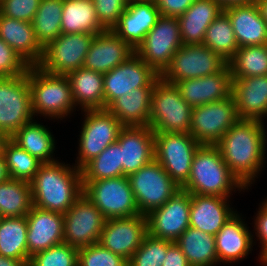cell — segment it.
I'll return each mask as SVG.
<instances>
[{"label":"cell","instance_id":"cell-9","mask_svg":"<svg viewBox=\"0 0 267 266\" xmlns=\"http://www.w3.org/2000/svg\"><path fill=\"white\" fill-rule=\"evenodd\" d=\"M128 179L142 215L161 207L180 189L155 159L129 175Z\"/></svg>","mask_w":267,"mask_h":266},{"label":"cell","instance_id":"cell-49","mask_svg":"<svg viewBox=\"0 0 267 266\" xmlns=\"http://www.w3.org/2000/svg\"><path fill=\"white\" fill-rule=\"evenodd\" d=\"M195 0H157L156 5L163 16L178 17L182 15Z\"/></svg>","mask_w":267,"mask_h":266},{"label":"cell","instance_id":"cell-29","mask_svg":"<svg viewBox=\"0 0 267 266\" xmlns=\"http://www.w3.org/2000/svg\"><path fill=\"white\" fill-rule=\"evenodd\" d=\"M222 12L223 8L213 0H195L177 17L183 44H202L207 28Z\"/></svg>","mask_w":267,"mask_h":266},{"label":"cell","instance_id":"cell-11","mask_svg":"<svg viewBox=\"0 0 267 266\" xmlns=\"http://www.w3.org/2000/svg\"><path fill=\"white\" fill-rule=\"evenodd\" d=\"M227 65L219 54L203 44H183L160 77L170 83L220 72Z\"/></svg>","mask_w":267,"mask_h":266},{"label":"cell","instance_id":"cell-41","mask_svg":"<svg viewBox=\"0 0 267 266\" xmlns=\"http://www.w3.org/2000/svg\"><path fill=\"white\" fill-rule=\"evenodd\" d=\"M10 179L30 182L43 164L37 157L20 148L10 138L3 150Z\"/></svg>","mask_w":267,"mask_h":266},{"label":"cell","instance_id":"cell-39","mask_svg":"<svg viewBox=\"0 0 267 266\" xmlns=\"http://www.w3.org/2000/svg\"><path fill=\"white\" fill-rule=\"evenodd\" d=\"M202 44L227 62L235 55L239 46L230 19L224 11L209 25Z\"/></svg>","mask_w":267,"mask_h":266},{"label":"cell","instance_id":"cell-37","mask_svg":"<svg viewBox=\"0 0 267 266\" xmlns=\"http://www.w3.org/2000/svg\"><path fill=\"white\" fill-rule=\"evenodd\" d=\"M63 0H41L32 21L35 37L44 48L61 34Z\"/></svg>","mask_w":267,"mask_h":266},{"label":"cell","instance_id":"cell-13","mask_svg":"<svg viewBox=\"0 0 267 266\" xmlns=\"http://www.w3.org/2000/svg\"><path fill=\"white\" fill-rule=\"evenodd\" d=\"M239 120L233 96L193 107L190 134L201 145H216Z\"/></svg>","mask_w":267,"mask_h":266},{"label":"cell","instance_id":"cell-30","mask_svg":"<svg viewBox=\"0 0 267 266\" xmlns=\"http://www.w3.org/2000/svg\"><path fill=\"white\" fill-rule=\"evenodd\" d=\"M154 87L135 88L115 99L106 109L124 126H148Z\"/></svg>","mask_w":267,"mask_h":266},{"label":"cell","instance_id":"cell-55","mask_svg":"<svg viewBox=\"0 0 267 266\" xmlns=\"http://www.w3.org/2000/svg\"><path fill=\"white\" fill-rule=\"evenodd\" d=\"M8 140L9 137L4 133L0 132V156L3 155L4 146Z\"/></svg>","mask_w":267,"mask_h":266},{"label":"cell","instance_id":"cell-2","mask_svg":"<svg viewBox=\"0 0 267 266\" xmlns=\"http://www.w3.org/2000/svg\"><path fill=\"white\" fill-rule=\"evenodd\" d=\"M30 186L33 206L64 215L83 194L82 172L58 160L43 163Z\"/></svg>","mask_w":267,"mask_h":266},{"label":"cell","instance_id":"cell-25","mask_svg":"<svg viewBox=\"0 0 267 266\" xmlns=\"http://www.w3.org/2000/svg\"><path fill=\"white\" fill-rule=\"evenodd\" d=\"M238 211L225 223L215 235L218 262L237 263L251 253L254 234L251 233ZM253 244V245H252Z\"/></svg>","mask_w":267,"mask_h":266},{"label":"cell","instance_id":"cell-17","mask_svg":"<svg viewBox=\"0 0 267 266\" xmlns=\"http://www.w3.org/2000/svg\"><path fill=\"white\" fill-rule=\"evenodd\" d=\"M191 194L180 188L165 204L146 216L148 234L175 242L189 227Z\"/></svg>","mask_w":267,"mask_h":266},{"label":"cell","instance_id":"cell-45","mask_svg":"<svg viewBox=\"0 0 267 266\" xmlns=\"http://www.w3.org/2000/svg\"><path fill=\"white\" fill-rule=\"evenodd\" d=\"M29 65L0 38V78H12L27 73Z\"/></svg>","mask_w":267,"mask_h":266},{"label":"cell","instance_id":"cell-12","mask_svg":"<svg viewBox=\"0 0 267 266\" xmlns=\"http://www.w3.org/2000/svg\"><path fill=\"white\" fill-rule=\"evenodd\" d=\"M28 71L12 78H0V132L9 138L34 120Z\"/></svg>","mask_w":267,"mask_h":266},{"label":"cell","instance_id":"cell-36","mask_svg":"<svg viewBox=\"0 0 267 266\" xmlns=\"http://www.w3.org/2000/svg\"><path fill=\"white\" fill-rule=\"evenodd\" d=\"M30 182L9 179L0 183V217H23L32 207Z\"/></svg>","mask_w":267,"mask_h":266},{"label":"cell","instance_id":"cell-24","mask_svg":"<svg viewBox=\"0 0 267 266\" xmlns=\"http://www.w3.org/2000/svg\"><path fill=\"white\" fill-rule=\"evenodd\" d=\"M134 53L135 50L112 30H106L94 36L82 67L105 74Z\"/></svg>","mask_w":267,"mask_h":266},{"label":"cell","instance_id":"cell-27","mask_svg":"<svg viewBox=\"0 0 267 266\" xmlns=\"http://www.w3.org/2000/svg\"><path fill=\"white\" fill-rule=\"evenodd\" d=\"M223 11L230 19L239 47L267 44V22L256 2L230 6Z\"/></svg>","mask_w":267,"mask_h":266},{"label":"cell","instance_id":"cell-40","mask_svg":"<svg viewBox=\"0 0 267 266\" xmlns=\"http://www.w3.org/2000/svg\"><path fill=\"white\" fill-rule=\"evenodd\" d=\"M82 181L117 178L122 176L121 147L116 141L106 147L82 169Z\"/></svg>","mask_w":267,"mask_h":266},{"label":"cell","instance_id":"cell-54","mask_svg":"<svg viewBox=\"0 0 267 266\" xmlns=\"http://www.w3.org/2000/svg\"><path fill=\"white\" fill-rule=\"evenodd\" d=\"M260 8L262 17L267 22V0H257L256 2Z\"/></svg>","mask_w":267,"mask_h":266},{"label":"cell","instance_id":"cell-23","mask_svg":"<svg viewBox=\"0 0 267 266\" xmlns=\"http://www.w3.org/2000/svg\"><path fill=\"white\" fill-rule=\"evenodd\" d=\"M232 96L239 119L264 122L267 117V75L232 77Z\"/></svg>","mask_w":267,"mask_h":266},{"label":"cell","instance_id":"cell-28","mask_svg":"<svg viewBox=\"0 0 267 266\" xmlns=\"http://www.w3.org/2000/svg\"><path fill=\"white\" fill-rule=\"evenodd\" d=\"M0 38L29 66H37L40 63L43 47L35 37L32 22L0 15Z\"/></svg>","mask_w":267,"mask_h":266},{"label":"cell","instance_id":"cell-14","mask_svg":"<svg viewBox=\"0 0 267 266\" xmlns=\"http://www.w3.org/2000/svg\"><path fill=\"white\" fill-rule=\"evenodd\" d=\"M94 36L89 33H61L43 48L37 66L47 73L59 75H67L81 68Z\"/></svg>","mask_w":267,"mask_h":266},{"label":"cell","instance_id":"cell-20","mask_svg":"<svg viewBox=\"0 0 267 266\" xmlns=\"http://www.w3.org/2000/svg\"><path fill=\"white\" fill-rule=\"evenodd\" d=\"M160 16L155 1L129 2L112 31L136 50Z\"/></svg>","mask_w":267,"mask_h":266},{"label":"cell","instance_id":"cell-44","mask_svg":"<svg viewBox=\"0 0 267 266\" xmlns=\"http://www.w3.org/2000/svg\"><path fill=\"white\" fill-rule=\"evenodd\" d=\"M78 266H128L122 256L102 247L99 243L78 250Z\"/></svg>","mask_w":267,"mask_h":266},{"label":"cell","instance_id":"cell-6","mask_svg":"<svg viewBox=\"0 0 267 266\" xmlns=\"http://www.w3.org/2000/svg\"><path fill=\"white\" fill-rule=\"evenodd\" d=\"M78 156L75 166L82 169L106 147L115 143L124 125L107 109L83 110Z\"/></svg>","mask_w":267,"mask_h":266},{"label":"cell","instance_id":"cell-18","mask_svg":"<svg viewBox=\"0 0 267 266\" xmlns=\"http://www.w3.org/2000/svg\"><path fill=\"white\" fill-rule=\"evenodd\" d=\"M148 234L145 215L106 219L99 238V244L130 260Z\"/></svg>","mask_w":267,"mask_h":266},{"label":"cell","instance_id":"cell-35","mask_svg":"<svg viewBox=\"0 0 267 266\" xmlns=\"http://www.w3.org/2000/svg\"><path fill=\"white\" fill-rule=\"evenodd\" d=\"M27 219L23 217L0 218V255L23 260H30L27 247Z\"/></svg>","mask_w":267,"mask_h":266},{"label":"cell","instance_id":"cell-5","mask_svg":"<svg viewBox=\"0 0 267 266\" xmlns=\"http://www.w3.org/2000/svg\"><path fill=\"white\" fill-rule=\"evenodd\" d=\"M191 107L180 95L175 84L156 81L151 95L149 127L154 133H190Z\"/></svg>","mask_w":267,"mask_h":266},{"label":"cell","instance_id":"cell-4","mask_svg":"<svg viewBox=\"0 0 267 266\" xmlns=\"http://www.w3.org/2000/svg\"><path fill=\"white\" fill-rule=\"evenodd\" d=\"M28 80L34 117L41 114L40 117L64 120L74 109L76 111L66 75L47 73L39 66H30Z\"/></svg>","mask_w":267,"mask_h":266},{"label":"cell","instance_id":"cell-47","mask_svg":"<svg viewBox=\"0 0 267 266\" xmlns=\"http://www.w3.org/2000/svg\"><path fill=\"white\" fill-rule=\"evenodd\" d=\"M93 3L97 18L106 30H112L118 23L128 4L126 0H93Z\"/></svg>","mask_w":267,"mask_h":266},{"label":"cell","instance_id":"cell-19","mask_svg":"<svg viewBox=\"0 0 267 266\" xmlns=\"http://www.w3.org/2000/svg\"><path fill=\"white\" fill-rule=\"evenodd\" d=\"M117 142L121 147L122 176H129L155 159V136L149 126H124Z\"/></svg>","mask_w":267,"mask_h":266},{"label":"cell","instance_id":"cell-3","mask_svg":"<svg viewBox=\"0 0 267 266\" xmlns=\"http://www.w3.org/2000/svg\"><path fill=\"white\" fill-rule=\"evenodd\" d=\"M181 188L190 194L223 198H230L236 189H247L228 168L216 145H201L197 149L188 181Z\"/></svg>","mask_w":267,"mask_h":266},{"label":"cell","instance_id":"cell-48","mask_svg":"<svg viewBox=\"0 0 267 266\" xmlns=\"http://www.w3.org/2000/svg\"><path fill=\"white\" fill-rule=\"evenodd\" d=\"M254 232L257 239L260 240L261 251L258 258L260 263L265 265L267 261V212L260 206L257 211L256 217H254Z\"/></svg>","mask_w":267,"mask_h":266},{"label":"cell","instance_id":"cell-8","mask_svg":"<svg viewBox=\"0 0 267 266\" xmlns=\"http://www.w3.org/2000/svg\"><path fill=\"white\" fill-rule=\"evenodd\" d=\"M155 160L181 188L187 181L195 152L201 146L190 133H154Z\"/></svg>","mask_w":267,"mask_h":266},{"label":"cell","instance_id":"cell-38","mask_svg":"<svg viewBox=\"0 0 267 266\" xmlns=\"http://www.w3.org/2000/svg\"><path fill=\"white\" fill-rule=\"evenodd\" d=\"M227 64L232 77L267 75V44L239 47Z\"/></svg>","mask_w":267,"mask_h":266},{"label":"cell","instance_id":"cell-46","mask_svg":"<svg viewBox=\"0 0 267 266\" xmlns=\"http://www.w3.org/2000/svg\"><path fill=\"white\" fill-rule=\"evenodd\" d=\"M41 0H0V15L32 22Z\"/></svg>","mask_w":267,"mask_h":266},{"label":"cell","instance_id":"cell-33","mask_svg":"<svg viewBox=\"0 0 267 266\" xmlns=\"http://www.w3.org/2000/svg\"><path fill=\"white\" fill-rule=\"evenodd\" d=\"M106 29L100 24L93 0H63L61 33L100 34Z\"/></svg>","mask_w":267,"mask_h":266},{"label":"cell","instance_id":"cell-50","mask_svg":"<svg viewBox=\"0 0 267 266\" xmlns=\"http://www.w3.org/2000/svg\"><path fill=\"white\" fill-rule=\"evenodd\" d=\"M162 266H190L180 247L173 242L167 249Z\"/></svg>","mask_w":267,"mask_h":266},{"label":"cell","instance_id":"cell-21","mask_svg":"<svg viewBox=\"0 0 267 266\" xmlns=\"http://www.w3.org/2000/svg\"><path fill=\"white\" fill-rule=\"evenodd\" d=\"M180 95L191 106H201L232 96V75L228 64L218 73L175 83Z\"/></svg>","mask_w":267,"mask_h":266},{"label":"cell","instance_id":"cell-31","mask_svg":"<svg viewBox=\"0 0 267 266\" xmlns=\"http://www.w3.org/2000/svg\"><path fill=\"white\" fill-rule=\"evenodd\" d=\"M75 107L83 110L105 109L103 74L81 67L66 75Z\"/></svg>","mask_w":267,"mask_h":266},{"label":"cell","instance_id":"cell-22","mask_svg":"<svg viewBox=\"0 0 267 266\" xmlns=\"http://www.w3.org/2000/svg\"><path fill=\"white\" fill-rule=\"evenodd\" d=\"M27 219V247L30 256L64 243L63 214L32 206Z\"/></svg>","mask_w":267,"mask_h":266},{"label":"cell","instance_id":"cell-57","mask_svg":"<svg viewBox=\"0 0 267 266\" xmlns=\"http://www.w3.org/2000/svg\"><path fill=\"white\" fill-rule=\"evenodd\" d=\"M133 1H140V0H126L127 3L133 2Z\"/></svg>","mask_w":267,"mask_h":266},{"label":"cell","instance_id":"cell-32","mask_svg":"<svg viewBox=\"0 0 267 266\" xmlns=\"http://www.w3.org/2000/svg\"><path fill=\"white\" fill-rule=\"evenodd\" d=\"M36 119L24 124L10 139L30 155L37 157L43 163L56 162L54 158L55 139L49 128ZM47 127V128H46Z\"/></svg>","mask_w":267,"mask_h":266},{"label":"cell","instance_id":"cell-56","mask_svg":"<svg viewBox=\"0 0 267 266\" xmlns=\"http://www.w3.org/2000/svg\"><path fill=\"white\" fill-rule=\"evenodd\" d=\"M260 206L267 212V199H265L263 202H261Z\"/></svg>","mask_w":267,"mask_h":266},{"label":"cell","instance_id":"cell-34","mask_svg":"<svg viewBox=\"0 0 267 266\" xmlns=\"http://www.w3.org/2000/svg\"><path fill=\"white\" fill-rule=\"evenodd\" d=\"M190 266H216L219 264L215 236L188 227L175 241Z\"/></svg>","mask_w":267,"mask_h":266},{"label":"cell","instance_id":"cell-42","mask_svg":"<svg viewBox=\"0 0 267 266\" xmlns=\"http://www.w3.org/2000/svg\"><path fill=\"white\" fill-rule=\"evenodd\" d=\"M172 243L147 234L128 261V266H162L167 249Z\"/></svg>","mask_w":267,"mask_h":266},{"label":"cell","instance_id":"cell-15","mask_svg":"<svg viewBox=\"0 0 267 266\" xmlns=\"http://www.w3.org/2000/svg\"><path fill=\"white\" fill-rule=\"evenodd\" d=\"M63 218L64 243L79 249L99 242L106 218L86 195L82 194Z\"/></svg>","mask_w":267,"mask_h":266},{"label":"cell","instance_id":"cell-16","mask_svg":"<svg viewBox=\"0 0 267 266\" xmlns=\"http://www.w3.org/2000/svg\"><path fill=\"white\" fill-rule=\"evenodd\" d=\"M160 75L135 53L103 74L105 109L118 97L135 88L154 87Z\"/></svg>","mask_w":267,"mask_h":266},{"label":"cell","instance_id":"cell-1","mask_svg":"<svg viewBox=\"0 0 267 266\" xmlns=\"http://www.w3.org/2000/svg\"><path fill=\"white\" fill-rule=\"evenodd\" d=\"M264 124L258 120L239 119L216 144L228 168L247 190L266 164Z\"/></svg>","mask_w":267,"mask_h":266},{"label":"cell","instance_id":"cell-7","mask_svg":"<svg viewBox=\"0 0 267 266\" xmlns=\"http://www.w3.org/2000/svg\"><path fill=\"white\" fill-rule=\"evenodd\" d=\"M83 194L106 219L140 215L128 176L83 181Z\"/></svg>","mask_w":267,"mask_h":266},{"label":"cell","instance_id":"cell-26","mask_svg":"<svg viewBox=\"0 0 267 266\" xmlns=\"http://www.w3.org/2000/svg\"><path fill=\"white\" fill-rule=\"evenodd\" d=\"M229 198L191 194L189 226L215 236L236 212Z\"/></svg>","mask_w":267,"mask_h":266},{"label":"cell","instance_id":"cell-10","mask_svg":"<svg viewBox=\"0 0 267 266\" xmlns=\"http://www.w3.org/2000/svg\"><path fill=\"white\" fill-rule=\"evenodd\" d=\"M182 45L177 17L161 15L137 47L135 54L161 75Z\"/></svg>","mask_w":267,"mask_h":266},{"label":"cell","instance_id":"cell-53","mask_svg":"<svg viewBox=\"0 0 267 266\" xmlns=\"http://www.w3.org/2000/svg\"><path fill=\"white\" fill-rule=\"evenodd\" d=\"M9 179H10V176L7 170V165L2 155L0 156V183H3Z\"/></svg>","mask_w":267,"mask_h":266},{"label":"cell","instance_id":"cell-51","mask_svg":"<svg viewBox=\"0 0 267 266\" xmlns=\"http://www.w3.org/2000/svg\"><path fill=\"white\" fill-rule=\"evenodd\" d=\"M218 3L223 9H226L230 6L251 4L257 2V0H213Z\"/></svg>","mask_w":267,"mask_h":266},{"label":"cell","instance_id":"cell-43","mask_svg":"<svg viewBox=\"0 0 267 266\" xmlns=\"http://www.w3.org/2000/svg\"><path fill=\"white\" fill-rule=\"evenodd\" d=\"M78 250L62 243L32 255L28 266H78Z\"/></svg>","mask_w":267,"mask_h":266},{"label":"cell","instance_id":"cell-52","mask_svg":"<svg viewBox=\"0 0 267 266\" xmlns=\"http://www.w3.org/2000/svg\"><path fill=\"white\" fill-rule=\"evenodd\" d=\"M0 266H28V264L23 260H17L0 255Z\"/></svg>","mask_w":267,"mask_h":266}]
</instances>
